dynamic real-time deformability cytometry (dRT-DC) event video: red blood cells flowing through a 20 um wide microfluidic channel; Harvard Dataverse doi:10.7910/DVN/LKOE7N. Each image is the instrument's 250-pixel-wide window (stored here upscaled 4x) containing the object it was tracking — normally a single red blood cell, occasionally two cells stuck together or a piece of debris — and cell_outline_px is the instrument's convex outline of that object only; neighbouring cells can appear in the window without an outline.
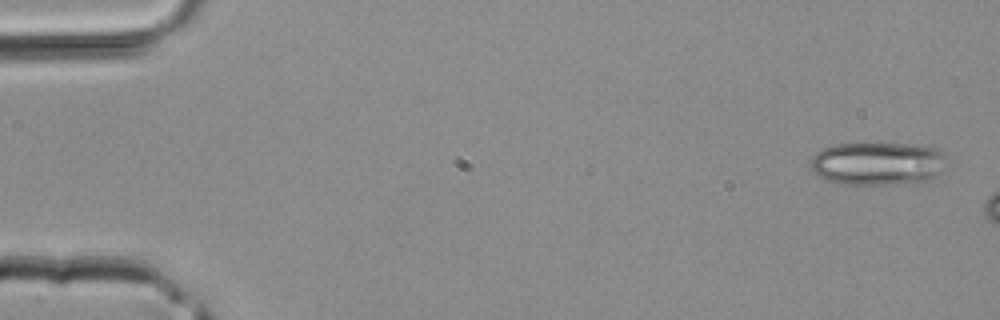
{"species": "common noctule bat (a hibernating species)", "species_latin": "Nyctalus noctula", "temperature_condition": "room temperature", "stored_images_in_passage": 6, "camera_frame_rate_fps": 3000, "um_per_image_px": 0.085, "animal": {"sex": "male", "body_mass_g": 20.4}, "frame": {"image": 1, "passage_image": 1, "time_ms": 0.0, "image_size_px": [1000, 320], "cell_outline_px": [[944, 156], [940, 172], [924, 180], [888, 184], [840, 184], [824, 180], [812, 172], [812, 156], [816, 152], [824, 148], [836, 144], [904, 144], [940, 148]], "centroid_in_image_um": [74.51, 13.89], "position_along_channel_um": 10.5, "area_um2": 33.64}}